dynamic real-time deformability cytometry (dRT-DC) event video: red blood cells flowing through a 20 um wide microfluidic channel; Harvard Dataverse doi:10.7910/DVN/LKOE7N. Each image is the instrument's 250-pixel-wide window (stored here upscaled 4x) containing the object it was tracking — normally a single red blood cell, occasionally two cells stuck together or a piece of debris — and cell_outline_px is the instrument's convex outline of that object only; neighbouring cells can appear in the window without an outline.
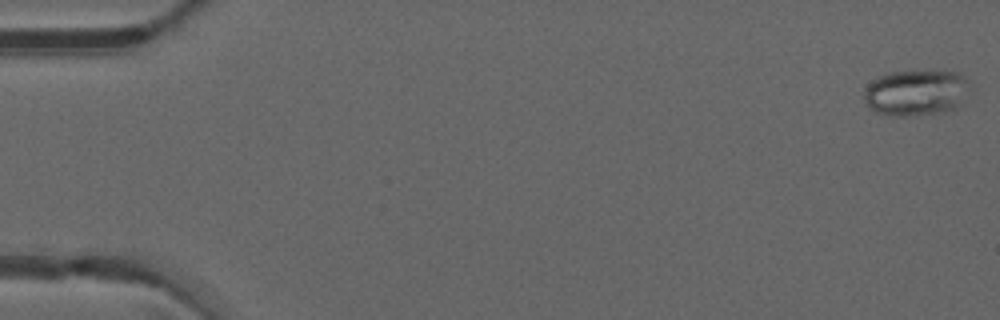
{"species": "common noctule bat (a hibernating species)", "species_latin": "Nyctalus noctula", "temperature_condition": "warm", "stored_images_in_passage": 49, "camera_frame_rate_fps": 3000, "um_per_image_px": 0.085, "animal": {"sex": "male", "forearm_length_mm": 52.5}, "frame": {"image": 1, "passage_image": 1, "time_ms": 0.0, "image_size_px": [1000, 320], "cell_outline_px": [[972, 88], [956, 108], [944, 112], [908, 116], [892, 116], [876, 112], [868, 108], [864, 100], [864, 92], [868, 84], [872, 80], [888, 72], [960, 72], [972, 80]], "centroid_in_image_um": [77.91, 7.88], "position_along_channel_um": 7.1, "area_um2": 28.73}}
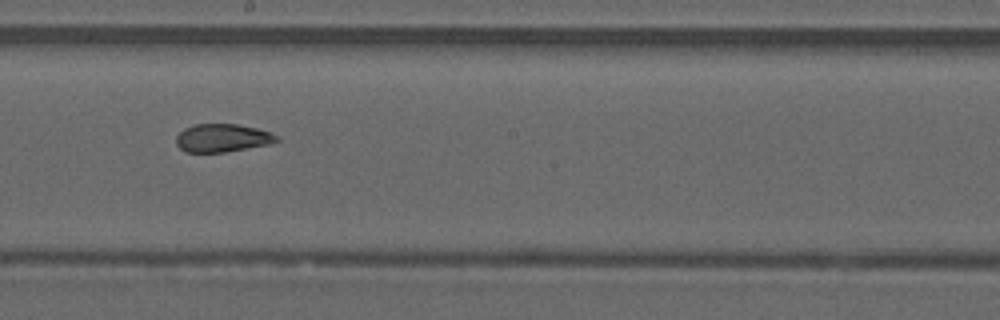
{"frame": {"image": 2, "passage_image": 28, "time_ms": 9.0, "image_size_px": [1000, 320], "cell_outline_px": [[280, 140], [268, 144], [224, 152], [184, 152], [176, 144], [176, 136], [184, 128], [196, 124], [236, 124], [256, 128], [280, 136]], "centroid_in_image_um": [18.88, 11.72], "position_along_channel_um": 229.3, "area_um2": 16.36}}
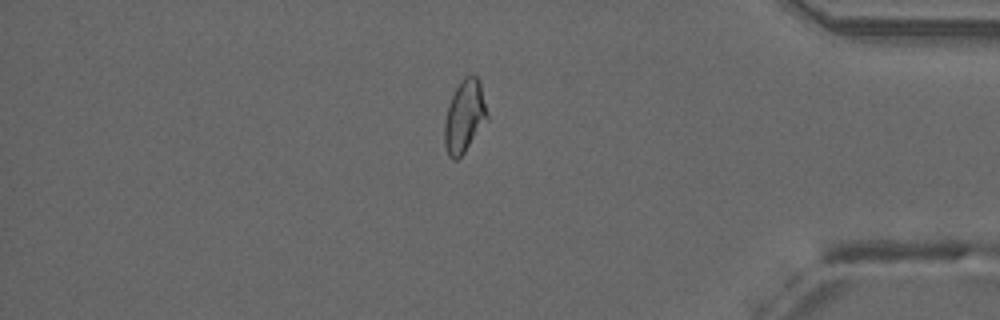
{"frame": {"image": 3, "passage_image": 42, "time_ms": 13.667, "image_size_px": [1000, 320], "cell_outline_px": [[488, 120], [464, 152], [456, 160], [452, 160], [448, 156], [444, 144], [444, 124], [448, 108], [452, 96], [460, 80], [464, 76], [476, 76], [480, 80], [488, 112]], "centroid_in_image_um": [39.5, 9.89], "position_along_channel_um": 395.7, "area_um2": 18.09}, "authors_computed_cell_mechanics": {"area_um2": 18.5538, "velocity_mm_per_s": 4.1961, "shape_relaxation_time_tau1_ms": null, "shape_relaxation_time_tau2_ms": 0.9444, "deformation_change_tau1": null, "deformation_change_tau2": 0.067}}